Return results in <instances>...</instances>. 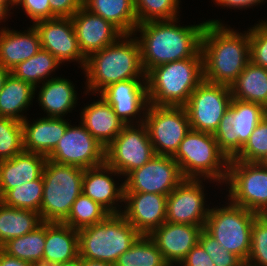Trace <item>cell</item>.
<instances>
[{"label":"cell","mask_w":267,"mask_h":266,"mask_svg":"<svg viewBox=\"0 0 267 266\" xmlns=\"http://www.w3.org/2000/svg\"><path fill=\"white\" fill-rule=\"evenodd\" d=\"M177 20L148 21L136 26L135 31L141 32L137 40L145 73L169 62L202 56L201 39L206 22L181 27L175 23Z\"/></svg>","instance_id":"cell-1"},{"label":"cell","mask_w":267,"mask_h":266,"mask_svg":"<svg viewBox=\"0 0 267 266\" xmlns=\"http://www.w3.org/2000/svg\"><path fill=\"white\" fill-rule=\"evenodd\" d=\"M204 81L230 87L250 61L249 31L239 33L208 20L201 39Z\"/></svg>","instance_id":"cell-2"},{"label":"cell","mask_w":267,"mask_h":266,"mask_svg":"<svg viewBox=\"0 0 267 266\" xmlns=\"http://www.w3.org/2000/svg\"><path fill=\"white\" fill-rule=\"evenodd\" d=\"M130 37L131 34H124L114 43L87 57L84 67L87 91L100 94L106 87L119 81L146 79L139 41Z\"/></svg>","instance_id":"cell-3"},{"label":"cell","mask_w":267,"mask_h":266,"mask_svg":"<svg viewBox=\"0 0 267 266\" xmlns=\"http://www.w3.org/2000/svg\"><path fill=\"white\" fill-rule=\"evenodd\" d=\"M204 80L203 58L169 62L146 73L148 102L153 106H185Z\"/></svg>","instance_id":"cell-4"},{"label":"cell","mask_w":267,"mask_h":266,"mask_svg":"<svg viewBox=\"0 0 267 266\" xmlns=\"http://www.w3.org/2000/svg\"><path fill=\"white\" fill-rule=\"evenodd\" d=\"M140 236L122 214H109L103 221L78 230L79 256L115 264Z\"/></svg>","instance_id":"cell-5"},{"label":"cell","mask_w":267,"mask_h":266,"mask_svg":"<svg viewBox=\"0 0 267 266\" xmlns=\"http://www.w3.org/2000/svg\"><path fill=\"white\" fill-rule=\"evenodd\" d=\"M173 159L178 163L184 179L226 182L229 159L220 150L214 134L190 129L180 142Z\"/></svg>","instance_id":"cell-6"},{"label":"cell","mask_w":267,"mask_h":266,"mask_svg":"<svg viewBox=\"0 0 267 266\" xmlns=\"http://www.w3.org/2000/svg\"><path fill=\"white\" fill-rule=\"evenodd\" d=\"M83 175V168L46 160L40 207L43 222H63L68 217L74 201L82 193Z\"/></svg>","instance_id":"cell-7"},{"label":"cell","mask_w":267,"mask_h":266,"mask_svg":"<svg viewBox=\"0 0 267 266\" xmlns=\"http://www.w3.org/2000/svg\"><path fill=\"white\" fill-rule=\"evenodd\" d=\"M211 208L204 230L227 251L246 263L251 248V230L259 214L229 202L224 208Z\"/></svg>","instance_id":"cell-8"},{"label":"cell","mask_w":267,"mask_h":266,"mask_svg":"<svg viewBox=\"0 0 267 266\" xmlns=\"http://www.w3.org/2000/svg\"><path fill=\"white\" fill-rule=\"evenodd\" d=\"M267 115L262 105L232 98L214 137L227 158L234 159L249 140L256 126Z\"/></svg>","instance_id":"cell-9"},{"label":"cell","mask_w":267,"mask_h":266,"mask_svg":"<svg viewBox=\"0 0 267 266\" xmlns=\"http://www.w3.org/2000/svg\"><path fill=\"white\" fill-rule=\"evenodd\" d=\"M226 183L231 203L260 214L267 210V165L229 160Z\"/></svg>","instance_id":"cell-10"},{"label":"cell","mask_w":267,"mask_h":266,"mask_svg":"<svg viewBox=\"0 0 267 266\" xmlns=\"http://www.w3.org/2000/svg\"><path fill=\"white\" fill-rule=\"evenodd\" d=\"M143 115L155 155L173 157L191 129L186 108L149 104Z\"/></svg>","instance_id":"cell-11"},{"label":"cell","mask_w":267,"mask_h":266,"mask_svg":"<svg viewBox=\"0 0 267 266\" xmlns=\"http://www.w3.org/2000/svg\"><path fill=\"white\" fill-rule=\"evenodd\" d=\"M136 123L138 128L125 125L105 148V163L123 176L142 167L155 155L144 119Z\"/></svg>","instance_id":"cell-12"},{"label":"cell","mask_w":267,"mask_h":266,"mask_svg":"<svg viewBox=\"0 0 267 266\" xmlns=\"http://www.w3.org/2000/svg\"><path fill=\"white\" fill-rule=\"evenodd\" d=\"M232 98L230 87L203 80L184 106L189 117L190 128L214 134Z\"/></svg>","instance_id":"cell-13"},{"label":"cell","mask_w":267,"mask_h":266,"mask_svg":"<svg viewBox=\"0 0 267 266\" xmlns=\"http://www.w3.org/2000/svg\"><path fill=\"white\" fill-rule=\"evenodd\" d=\"M47 159L83 169L93 168L105 163V147L81 123L74 127L69 124Z\"/></svg>","instance_id":"cell-14"},{"label":"cell","mask_w":267,"mask_h":266,"mask_svg":"<svg viewBox=\"0 0 267 266\" xmlns=\"http://www.w3.org/2000/svg\"><path fill=\"white\" fill-rule=\"evenodd\" d=\"M124 192L169 195L183 180L178 163L172 156L154 155L142 167L126 175Z\"/></svg>","instance_id":"cell-15"},{"label":"cell","mask_w":267,"mask_h":266,"mask_svg":"<svg viewBox=\"0 0 267 266\" xmlns=\"http://www.w3.org/2000/svg\"><path fill=\"white\" fill-rule=\"evenodd\" d=\"M200 179H184L167 196L166 222L202 226L209 214Z\"/></svg>","instance_id":"cell-16"},{"label":"cell","mask_w":267,"mask_h":266,"mask_svg":"<svg viewBox=\"0 0 267 266\" xmlns=\"http://www.w3.org/2000/svg\"><path fill=\"white\" fill-rule=\"evenodd\" d=\"M40 36L41 48L61 63L75 60L84 69L87 57L82 53L71 18L40 20L33 24Z\"/></svg>","instance_id":"cell-17"},{"label":"cell","mask_w":267,"mask_h":266,"mask_svg":"<svg viewBox=\"0 0 267 266\" xmlns=\"http://www.w3.org/2000/svg\"><path fill=\"white\" fill-rule=\"evenodd\" d=\"M124 202L126 210L121 214L141 235H149L166 222L167 195L124 192Z\"/></svg>","instance_id":"cell-18"},{"label":"cell","mask_w":267,"mask_h":266,"mask_svg":"<svg viewBox=\"0 0 267 266\" xmlns=\"http://www.w3.org/2000/svg\"><path fill=\"white\" fill-rule=\"evenodd\" d=\"M202 230V226L164 222L154 229L149 237L155 242L166 262L173 266L179 265L198 243Z\"/></svg>","instance_id":"cell-19"},{"label":"cell","mask_w":267,"mask_h":266,"mask_svg":"<svg viewBox=\"0 0 267 266\" xmlns=\"http://www.w3.org/2000/svg\"><path fill=\"white\" fill-rule=\"evenodd\" d=\"M82 53L88 57L114 43L123 34L110 22L81 7L71 17Z\"/></svg>","instance_id":"cell-20"},{"label":"cell","mask_w":267,"mask_h":266,"mask_svg":"<svg viewBox=\"0 0 267 266\" xmlns=\"http://www.w3.org/2000/svg\"><path fill=\"white\" fill-rule=\"evenodd\" d=\"M142 82L141 79L119 81L100 93L126 125L133 124L131 118H136V114L138 115L140 110L145 111L149 105L146 79Z\"/></svg>","instance_id":"cell-21"},{"label":"cell","mask_w":267,"mask_h":266,"mask_svg":"<svg viewBox=\"0 0 267 266\" xmlns=\"http://www.w3.org/2000/svg\"><path fill=\"white\" fill-rule=\"evenodd\" d=\"M113 173L114 176L120 174L106 163L84 169L82 193L99 203L110 214H121L122 211L117 210L115 202L120 200L119 203H121L124 201V183L117 187L113 178L107 175H113Z\"/></svg>","instance_id":"cell-22"},{"label":"cell","mask_w":267,"mask_h":266,"mask_svg":"<svg viewBox=\"0 0 267 266\" xmlns=\"http://www.w3.org/2000/svg\"><path fill=\"white\" fill-rule=\"evenodd\" d=\"M69 123L64 118L43 117L29 124L22 121L24 151L39 153L46 157L55 149Z\"/></svg>","instance_id":"cell-23"},{"label":"cell","mask_w":267,"mask_h":266,"mask_svg":"<svg viewBox=\"0 0 267 266\" xmlns=\"http://www.w3.org/2000/svg\"><path fill=\"white\" fill-rule=\"evenodd\" d=\"M78 256V230L63 222H46L43 265L56 266Z\"/></svg>","instance_id":"cell-24"},{"label":"cell","mask_w":267,"mask_h":266,"mask_svg":"<svg viewBox=\"0 0 267 266\" xmlns=\"http://www.w3.org/2000/svg\"><path fill=\"white\" fill-rule=\"evenodd\" d=\"M26 32L8 28L0 30V64L9 71L41 49L40 36L35 27L32 25Z\"/></svg>","instance_id":"cell-25"},{"label":"cell","mask_w":267,"mask_h":266,"mask_svg":"<svg viewBox=\"0 0 267 266\" xmlns=\"http://www.w3.org/2000/svg\"><path fill=\"white\" fill-rule=\"evenodd\" d=\"M84 107L81 124L105 148L117 137L126 125L113 108L102 98Z\"/></svg>","instance_id":"cell-26"},{"label":"cell","mask_w":267,"mask_h":266,"mask_svg":"<svg viewBox=\"0 0 267 266\" xmlns=\"http://www.w3.org/2000/svg\"><path fill=\"white\" fill-rule=\"evenodd\" d=\"M46 160L45 155L27 151H22L13 158L0 160L1 183L4 194L18 185L40 178Z\"/></svg>","instance_id":"cell-27"},{"label":"cell","mask_w":267,"mask_h":266,"mask_svg":"<svg viewBox=\"0 0 267 266\" xmlns=\"http://www.w3.org/2000/svg\"><path fill=\"white\" fill-rule=\"evenodd\" d=\"M74 88L70 81L61 77L42 82L38 101L48 117L62 118L75 107L77 94Z\"/></svg>","instance_id":"cell-28"},{"label":"cell","mask_w":267,"mask_h":266,"mask_svg":"<svg viewBox=\"0 0 267 266\" xmlns=\"http://www.w3.org/2000/svg\"><path fill=\"white\" fill-rule=\"evenodd\" d=\"M83 7L110 22L123 35L135 33L138 20L134 0H84Z\"/></svg>","instance_id":"cell-29"},{"label":"cell","mask_w":267,"mask_h":266,"mask_svg":"<svg viewBox=\"0 0 267 266\" xmlns=\"http://www.w3.org/2000/svg\"><path fill=\"white\" fill-rule=\"evenodd\" d=\"M230 90L234 99L257 103L267 109V68L249 61Z\"/></svg>","instance_id":"cell-30"},{"label":"cell","mask_w":267,"mask_h":266,"mask_svg":"<svg viewBox=\"0 0 267 266\" xmlns=\"http://www.w3.org/2000/svg\"><path fill=\"white\" fill-rule=\"evenodd\" d=\"M35 90L31 84L9 73L0 90V117L22 122L26 116L20 113L32 103Z\"/></svg>","instance_id":"cell-31"},{"label":"cell","mask_w":267,"mask_h":266,"mask_svg":"<svg viewBox=\"0 0 267 266\" xmlns=\"http://www.w3.org/2000/svg\"><path fill=\"white\" fill-rule=\"evenodd\" d=\"M43 223L39 213L0 204V247L8 240L21 237Z\"/></svg>","instance_id":"cell-32"},{"label":"cell","mask_w":267,"mask_h":266,"mask_svg":"<svg viewBox=\"0 0 267 266\" xmlns=\"http://www.w3.org/2000/svg\"><path fill=\"white\" fill-rule=\"evenodd\" d=\"M46 241V222L35 230L21 237L8 240L0 249L7 255L26 261L43 265V254Z\"/></svg>","instance_id":"cell-33"},{"label":"cell","mask_w":267,"mask_h":266,"mask_svg":"<svg viewBox=\"0 0 267 266\" xmlns=\"http://www.w3.org/2000/svg\"><path fill=\"white\" fill-rule=\"evenodd\" d=\"M60 64L62 63L50 52L41 48L34 56L15 66L10 73L36 88L38 83L44 82V78L47 80Z\"/></svg>","instance_id":"cell-34"},{"label":"cell","mask_w":267,"mask_h":266,"mask_svg":"<svg viewBox=\"0 0 267 266\" xmlns=\"http://www.w3.org/2000/svg\"><path fill=\"white\" fill-rule=\"evenodd\" d=\"M114 266H170L149 235H141Z\"/></svg>","instance_id":"cell-35"},{"label":"cell","mask_w":267,"mask_h":266,"mask_svg":"<svg viewBox=\"0 0 267 266\" xmlns=\"http://www.w3.org/2000/svg\"><path fill=\"white\" fill-rule=\"evenodd\" d=\"M109 214L99 203L81 193L74 201L71 211L63 223L80 230L103 221Z\"/></svg>","instance_id":"cell-36"},{"label":"cell","mask_w":267,"mask_h":266,"mask_svg":"<svg viewBox=\"0 0 267 266\" xmlns=\"http://www.w3.org/2000/svg\"><path fill=\"white\" fill-rule=\"evenodd\" d=\"M43 177L18 185L4 194L3 204L18 209L35 211L40 214L43 197Z\"/></svg>","instance_id":"cell-37"},{"label":"cell","mask_w":267,"mask_h":266,"mask_svg":"<svg viewBox=\"0 0 267 266\" xmlns=\"http://www.w3.org/2000/svg\"><path fill=\"white\" fill-rule=\"evenodd\" d=\"M179 0H134L138 24L176 19Z\"/></svg>","instance_id":"cell-38"},{"label":"cell","mask_w":267,"mask_h":266,"mask_svg":"<svg viewBox=\"0 0 267 266\" xmlns=\"http://www.w3.org/2000/svg\"><path fill=\"white\" fill-rule=\"evenodd\" d=\"M24 151L22 122L0 117V160L13 158Z\"/></svg>","instance_id":"cell-39"},{"label":"cell","mask_w":267,"mask_h":266,"mask_svg":"<svg viewBox=\"0 0 267 266\" xmlns=\"http://www.w3.org/2000/svg\"><path fill=\"white\" fill-rule=\"evenodd\" d=\"M249 163L267 160V115L256 126L240 153L233 159Z\"/></svg>","instance_id":"cell-40"},{"label":"cell","mask_w":267,"mask_h":266,"mask_svg":"<svg viewBox=\"0 0 267 266\" xmlns=\"http://www.w3.org/2000/svg\"><path fill=\"white\" fill-rule=\"evenodd\" d=\"M246 266H267V223L258 216L251 230V248Z\"/></svg>","instance_id":"cell-41"},{"label":"cell","mask_w":267,"mask_h":266,"mask_svg":"<svg viewBox=\"0 0 267 266\" xmlns=\"http://www.w3.org/2000/svg\"><path fill=\"white\" fill-rule=\"evenodd\" d=\"M198 243L210 256L215 266H244L245 263L234 253L223 248L216 239L204 229L201 231Z\"/></svg>","instance_id":"cell-42"},{"label":"cell","mask_w":267,"mask_h":266,"mask_svg":"<svg viewBox=\"0 0 267 266\" xmlns=\"http://www.w3.org/2000/svg\"><path fill=\"white\" fill-rule=\"evenodd\" d=\"M249 30L250 61L267 68V20Z\"/></svg>","instance_id":"cell-43"},{"label":"cell","mask_w":267,"mask_h":266,"mask_svg":"<svg viewBox=\"0 0 267 266\" xmlns=\"http://www.w3.org/2000/svg\"><path fill=\"white\" fill-rule=\"evenodd\" d=\"M15 5H21L25 13L36 23L40 20L57 18L50 9V0H18Z\"/></svg>","instance_id":"cell-44"},{"label":"cell","mask_w":267,"mask_h":266,"mask_svg":"<svg viewBox=\"0 0 267 266\" xmlns=\"http://www.w3.org/2000/svg\"><path fill=\"white\" fill-rule=\"evenodd\" d=\"M84 5V0H50L51 12L60 18H71Z\"/></svg>","instance_id":"cell-45"},{"label":"cell","mask_w":267,"mask_h":266,"mask_svg":"<svg viewBox=\"0 0 267 266\" xmlns=\"http://www.w3.org/2000/svg\"><path fill=\"white\" fill-rule=\"evenodd\" d=\"M181 266H215L210 256L197 243L181 261Z\"/></svg>","instance_id":"cell-46"},{"label":"cell","mask_w":267,"mask_h":266,"mask_svg":"<svg viewBox=\"0 0 267 266\" xmlns=\"http://www.w3.org/2000/svg\"><path fill=\"white\" fill-rule=\"evenodd\" d=\"M264 0H215L218 5H223L225 7H233V8H248L255 4L258 5Z\"/></svg>","instance_id":"cell-47"},{"label":"cell","mask_w":267,"mask_h":266,"mask_svg":"<svg viewBox=\"0 0 267 266\" xmlns=\"http://www.w3.org/2000/svg\"><path fill=\"white\" fill-rule=\"evenodd\" d=\"M34 264L19 260L4 253L0 249V266H33Z\"/></svg>","instance_id":"cell-48"},{"label":"cell","mask_w":267,"mask_h":266,"mask_svg":"<svg viewBox=\"0 0 267 266\" xmlns=\"http://www.w3.org/2000/svg\"><path fill=\"white\" fill-rule=\"evenodd\" d=\"M83 266H114V264L97 260L83 259Z\"/></svg>","instance_id":"cell-49"},{"label":"cell","mask_w":267,"mask_h":266,"mask_svg":"<svg viewBox=\"0 0 267 266\" xmlns=\"http://www.w3.org/2000/svg\"><path fill=\"white\" fill-rule=\"evenodd\" d=\"M56 266H83V259L78 256L73 260L58 264Z\"/></svg>","instance_id":"cell-50"},{"label":"cell","mask_w":267,"mask_h":266,"mask_svg":"<svg viewBox=\"0 0 267 266\" xmlns=\"http://www.w3.org/2000/svg\"><path fill=\"white\" fill-rule=\"evenodd\" d=\"M10 71L7 70L6 68H4L1 64H0V90L3 87L4 81L7 78V76L9 75Z\"/></svg>","instance_id":"cell-51"},{"label":"cell","mask_w":267,"mask_h":266,"mask_svg":"<svg viewBox=\"0 0 267 266\" xmlns=\"http://www.w3.org/2000/svg\"><path fill=\"white\" fill-rule=\"evenodd\" d=\"M9 11L10 9L8 8V6L3 1H0V21L1 19L5 20V17L7 16Z\"/></svg>","instance_id":"cell-52"},{"label":"cell","mask_w":267,"mask_h":266,"mask_svg":"<svg viewBox=\"0 0 267 266\" xmlns=\"http://www.w3.org/2000/svg\"><path fill=\"white\" fill-rule=\"evenodd\" d=\"M3 200H4V191L1 183V170H0V204H3Z\"/></svg>","instance_id":"cell-53"},{"label":"cell","mask_w":267,"mask_h":266,"mask_svg":"<svg viewBox=\"0 0 267 266\" xmlns=\"http://www.w3.org/2000/svg\"><path fill=\"white\" fill-rule=\"evenodd\" d=\"M259 216L267 223V210L262 211Z\"/></svg>","instance_id":"cell-54"},{"label":"cell","mask_w":267,"mask_h":266,"mask_svg":"<svg viewBox=\"0 0 267 266\" xmlns=\"http://www.w3.org/2000/svg\"><path fill=\"white\" fill-rule=\"evenodd\" d=\"M0 1H3L8 7L11 5L12 7H13V5H15L14 4V2H13V0H0Z\"/></svg>","instance_id":"cell-55"},{"label":"cell","mask_w":267,"mask_h":266,"mask_svg":"<svg viewBox=\"0 0 267 266\" xmlns=\"http://www.w3.org/2000/svg\"><path fill=\"white\" fill-rule=\"evenodd\" d=\"M33 266H46V265H42V264H36V265H33Z\"/></svg>","instance_id":"cell-56"}]
</instances>
